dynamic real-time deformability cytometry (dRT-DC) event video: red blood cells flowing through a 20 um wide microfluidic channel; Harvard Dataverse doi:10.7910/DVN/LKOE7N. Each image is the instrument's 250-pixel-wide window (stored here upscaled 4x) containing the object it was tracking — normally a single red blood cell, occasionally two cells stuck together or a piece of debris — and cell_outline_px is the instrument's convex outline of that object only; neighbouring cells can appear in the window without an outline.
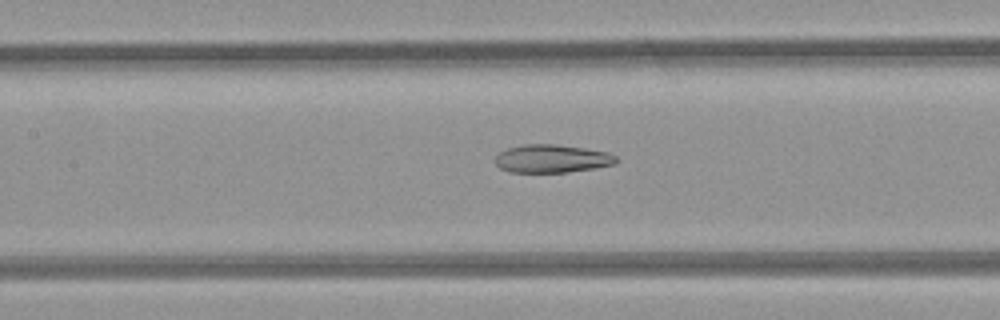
{"species": "common noctule bat (a hibernating species)", "species_latin": "Nyctalus noctula", "temperature_condition": "room temperature", "stored_images_in_passage": 50, "camera_frame_rate_fps": 3000, "um_per_image_px": 0.085, "animal": {"sex": "female", "body_mass_g": 21.9}, "frame": {"image": 1, "passage_image": 23, "time_ms": 7.333, "image_size_px": [1000, 320], "cell_outline_px": [[616, 164], [596, 168], [568, 172], [508, 172], [500, 168], [496, 164], [496, 156], [500, 152], [508, 148], [524, 144], [556, 144], [584, 148], [608, 152], [616, 156]], "centroid_in_image_um": [46.92, 13.49], "position_along_channel_um": 160.5, "area_um2": 19.83}}
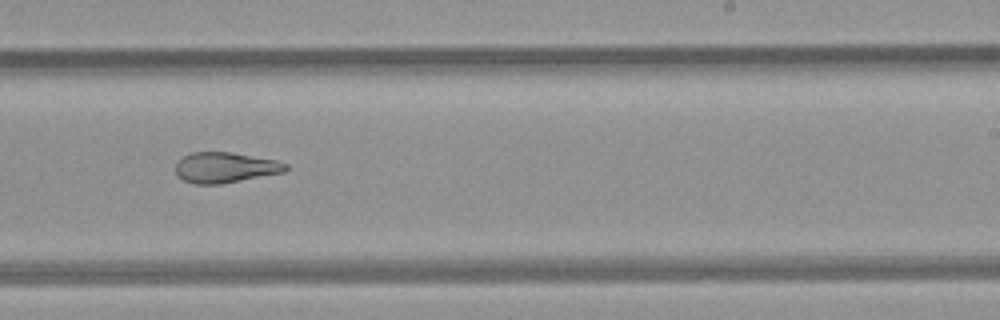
{"frame": {"image": 2, "passage_image": 31, "time_ms": 10.0, "image_size_px": [1000, 320], "cell_outline_px": [[288, 168], [284, 172], [220, 184], [196, 184], [184, 180], [176, 176], [176, 160], [192, 152], [232, 152], [276, 160], [288, 164]], "centroid_in_image_um": [19.12, 14.23], "position_along_channel_um": 269.9, "area_um2": 19.59}}
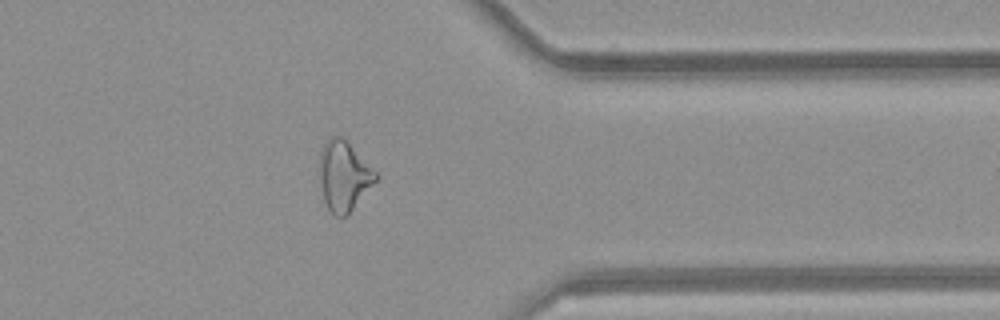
{"frame": {"image": 3, "passage_image": 40, "time_ms": 13.0, "image_size_px": [1000, 320], "cell_outline_px": [[380, 176], [352, 208], [344, 216], [336, 216], [328, 208], [324, 200], [320, 180], [320, 152], [324, 144], [332, 136], [344, 136]], "centroid_in_image_um": [29.23, 14.9], "position_along_channel_um": 382.2, "area_um2": 22.48}, "authors_computed_cell_mechanics": {"area_um2": 24.1604, "velocity_mm_per_s": 4.1173, "shape_relaxation_time_tau1_ms": null, "shape_relaxation_time_tau2_ms": 4.364, "deformation_change_tau1": null, "deformation_change_tau2": 0.1446}}